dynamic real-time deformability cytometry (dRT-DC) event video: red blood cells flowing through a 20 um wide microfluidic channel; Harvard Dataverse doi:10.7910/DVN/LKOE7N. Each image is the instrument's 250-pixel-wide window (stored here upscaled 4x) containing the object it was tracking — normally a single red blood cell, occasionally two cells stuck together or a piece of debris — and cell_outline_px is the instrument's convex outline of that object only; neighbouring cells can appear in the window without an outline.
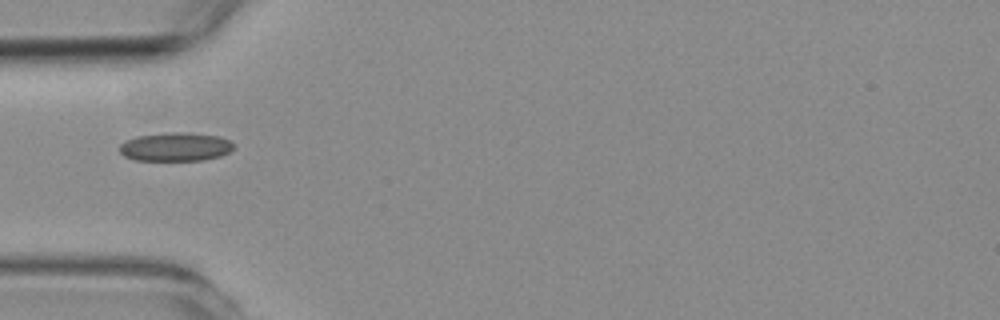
{"species": "common noctule bat (a hibernating species)", "species_latin": "Nyctalus noctula", "temperature_condition": "room temperature", "stored_images_in_passage": 8, "camera_frame_rate_fps": 3000, "um_per_image_px": 0.085, "animal": {"sex": "female", "body_mass_g": 19.3, "forearm_length_mm": 54.1}, "frame": {"image": 1, "passage_image": 1, "time_ms": 0.0, "image_size_px": [1000, 320], "cell_outline_px": [[236, 144], [228, 152], [220, 156], [204, 160], [136, 160], [124, 156], [120, 152], [120, 144], [124, 140], [136, 136], [168, 132], [180, 132], [220, 136], [232, 140]], "centroid_in_image_um": [14.93, 12.47], "position_along_channel_um": 70.1, "area_um2": 19.19}}
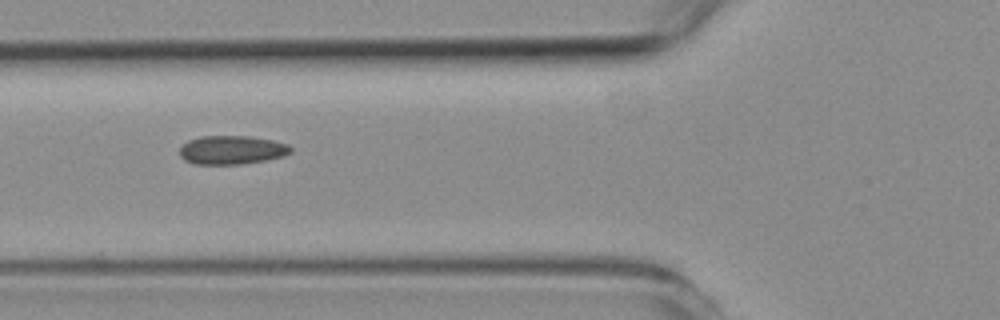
{"frame": {"image": 2, "passage_image": 4, "time_ms": 1.0, "image_size_px": [1000, 320], "cell_outline_px": [[292, 152], [284, 156], [264, 160], [240, 164], [196, 164], [184, 160], [180, 156], [180, 148], [188, 140], [200, 136], [252, 136], [272, 140], [288, 144], [292, 148]], "centroid_in_image_um": [19.71, 12.74], "position_along_channel_um": 106.1, "area_um2": 18.61}}